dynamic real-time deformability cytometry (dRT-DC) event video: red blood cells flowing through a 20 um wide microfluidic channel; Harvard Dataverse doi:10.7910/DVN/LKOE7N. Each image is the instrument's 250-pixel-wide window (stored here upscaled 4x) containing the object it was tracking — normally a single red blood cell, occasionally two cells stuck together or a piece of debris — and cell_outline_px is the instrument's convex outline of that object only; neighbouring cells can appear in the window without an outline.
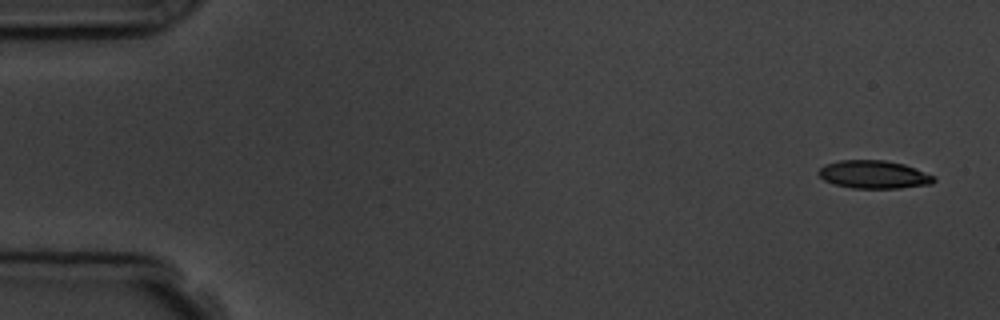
{"species": "common noctule bat (a hibernating species)", "species_latin": "Nyctalus noctula", "temperature_condition": "room temperature", "stored_images_in_passage": 4, "camera_frame_rate_fps": 3000, "um_per_image_px": 0.085, "animal": {"sex": "male", "body_mass_g": 19.5, "forearm_length_mm": 54.6}, "frame": {"image": 1, "passage_image": 1, "time_ms": 0.0, "image_size_px": [1000, 320], "cell_outline_px": [[936, 180], [932, 184], [900, 188], [852, 188], [832, 184], [824, 180], [816, 172], [824, 164], [840, 160], [884, 160], [904, 164], [936, 176]], "centroid_in_image_um": [74.27, 14.83], "position_along_channel_um": 10.7, "area_um2": 19.02}}
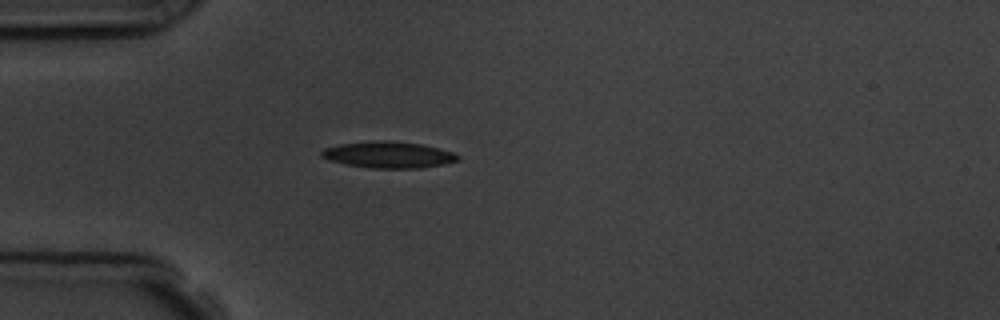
{"frame": {"image": 2, "passage_image": 4, "time_ms": 4.333, "image_size_px": [1000, 320], "cell_outline_px": [[460, 160], [444, 164], [420, 168], [372, 168], [344, 164], [328, 160], [320, 156], [320, 152], [324, 148], [340, 144], [372, 140], [388, 140], [420, 144], [452, 152], [460, 156]], "centroid_in_image_um": [32.98, 13.15], "position_along_channel_um": 52.0, "area_um2": 21.04}}